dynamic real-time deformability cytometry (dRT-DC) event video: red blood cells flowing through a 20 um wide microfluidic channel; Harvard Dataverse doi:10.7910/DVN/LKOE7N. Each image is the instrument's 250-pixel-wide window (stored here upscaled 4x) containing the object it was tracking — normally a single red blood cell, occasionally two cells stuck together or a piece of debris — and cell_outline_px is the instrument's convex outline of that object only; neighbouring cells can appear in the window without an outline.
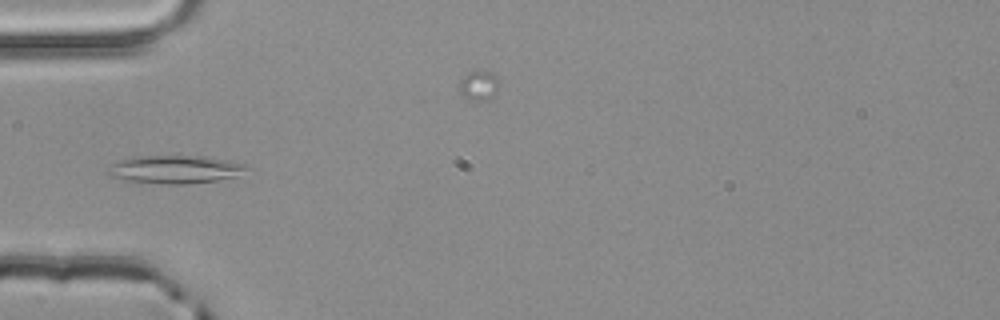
{"species": "common noctule bat (a hibernating species)", "species_latin": "Nyctalus noctula", "temperature_condition": "room temperature", "stored_images_in_passage": 5, "camera_frame_rate_fps": 3000, "um_per_image_px": 0.085, "animal": {"sex": "male", "body_mass_g": 20.4}, "frame": {"image": 1, "passage_image": 4, "time_ms": 1.0, "image_size_px": [1000, 320], "cell_outline_px": [[248, 168], [236, 176], [216, 180], [188, 184], [168, 184], [128, 180], [108, 176], [104, 172], [112, 164], [120, 160], [136, 156], [204, 156], [244, 164]], "centroid_in_image_um": [14.82, 14.4], "position_along_channel_um": 70.2, "area_um2": 22.37}}